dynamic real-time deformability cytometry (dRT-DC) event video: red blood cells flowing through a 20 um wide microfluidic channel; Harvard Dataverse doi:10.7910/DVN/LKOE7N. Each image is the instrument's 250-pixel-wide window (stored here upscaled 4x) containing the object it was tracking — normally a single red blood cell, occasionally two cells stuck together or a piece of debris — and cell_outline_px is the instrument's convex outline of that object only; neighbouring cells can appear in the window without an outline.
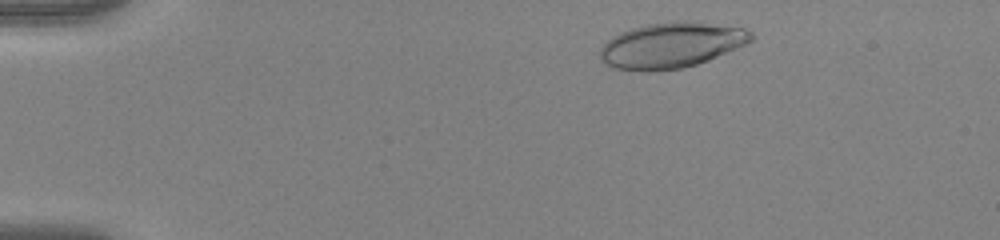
{"species": "human", "species_latin": "Homo sapiens", "temperature_condition": "warm", "stored_images_in_passage": 47, "camera_frame_rate_fps": 3000, "um_per_image_px": 0.085, "donor": {"sex": "female"}, "frame": {"image": 1, "passage_image": 3, "time_ms": 0.667, "image_size_px": [1000, 240], "cell_outline_px": [[752, 40], [744, 44], [708, 60], [696, 64], [680, 68], [648, 72], [644, 72], [612, 68], [604, 64], [600, 60], [600, 48], [612, 36], [620, 32], [632, 28], [648, 24], [676, 20], [700, 20], [744, 28], [752, 32]], "centroid_in_image_um": [57.03, 3.82], "position_along_channel_um": 28.0, "area_um2": 40.52}}
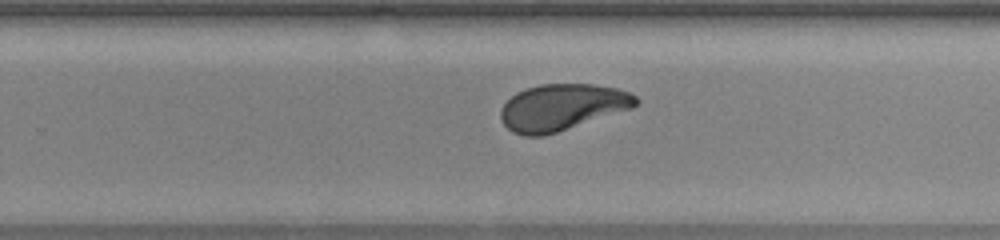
{"frame": {"image": 2, "passage_image": 29, "time_ms": 9.333, "image_size_px": [1000, 240], "cell_outline_px": [[640, 100], [632, 108], [544, 136], [524, 136], [512, 132], [504, 124], [500, 116], [500, 108], [516, 92], [540, 84], [592, 84], [620, 88], [636, 96]], "centroid_in_image_um": [47.77, 9.11], "position_along_channel_um": 282.0, "area_um2": 36.47}}
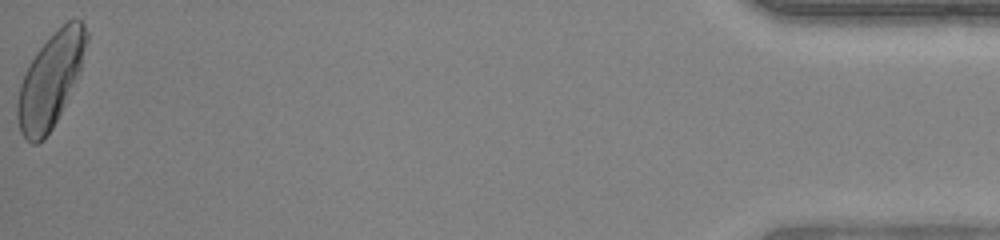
{"frame": {"image": 3, "passage_image": 47, "time_ms": 15.333, "image_size_px": [1000, 240], "cell_outline_px": [[88, 40], [80, 72], [52, 128], [44, 140], [36, 144], [32, 144], [20, 132], [16, 116], [16, 104], [20, 84], [36, 52], [56, 28], [72, 16], [80, 20], [84, 24], [88, 32]], "centroid_in_image_um": [4.3, 6.77], "position_along_channel_um": 430.9, "area_um2": 37.74}, "authors_computed_cell_mechanics": {"area_um2": 37.5122, "velocity_mm_per_s": 3.9458, "shape_relaxation_time_tau1_ms": 4.4471, "shape_relaxation_time_tau2_ms": 0.8578, "deformation_change_tau1": 0.1706, "deformation_change_tau2": 0.0617}}